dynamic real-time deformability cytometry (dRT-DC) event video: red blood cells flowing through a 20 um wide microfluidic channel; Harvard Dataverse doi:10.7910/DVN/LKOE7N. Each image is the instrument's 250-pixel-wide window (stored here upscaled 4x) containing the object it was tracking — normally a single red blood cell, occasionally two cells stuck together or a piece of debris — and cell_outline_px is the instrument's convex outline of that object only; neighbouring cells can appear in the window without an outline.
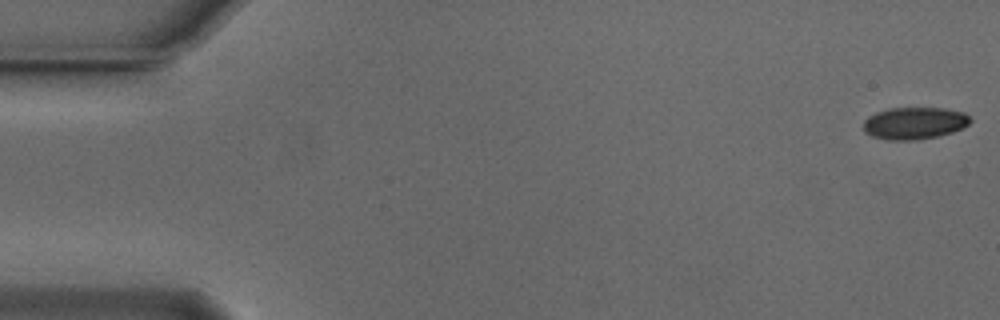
{"species": "Egyptian fruit bat (a non-hibernating species)", "species_latin": "Rousettus aegyptiacus", "temperature_condition": "cold", "stored_images_in_passage": 12, "camera_frame_rate_fps": 3000, "um_per_image_px": 0.085, "animal": {"sex": "male"}, "frame": {"image": 1, "passage_image": 1, "time_ms": 0.0, "image_size_px": [1000, 320], "cell_outline_px": [[972, 120], [964, 128], [940, 136], [916, 140], [888, 140], [872, 136], [864, 132], [864, 120], [868, 116], [876, 112], [888, 108], [944, 108], [964, 112]], "centroid_in_image_um": [77.73, 10.47], "position_along_channel_um": 7.3, "area_um2": 20.17}}